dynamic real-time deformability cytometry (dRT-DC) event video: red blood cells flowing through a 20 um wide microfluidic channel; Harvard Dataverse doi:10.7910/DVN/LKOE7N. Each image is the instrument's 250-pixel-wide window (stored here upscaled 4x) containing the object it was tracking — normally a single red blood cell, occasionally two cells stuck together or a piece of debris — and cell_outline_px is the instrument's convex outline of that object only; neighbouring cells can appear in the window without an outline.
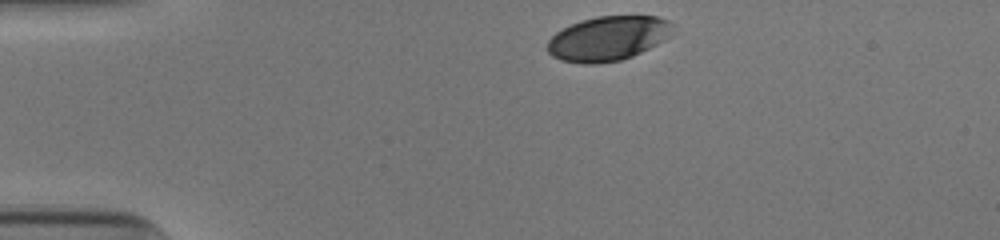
{"species": "human", "species_latin": "Homo sapiens", "temperature_condition": "cold", "stored_images_in_passage": 33, "camera_frame_rate_fps": 3000, "um_per_image_px": 0.085, "donor": {"sex": "male"}, "frame": {"image": 1, "passage_image": 1, "time_ms": 0.0, "image_size_px": [1000, 240], "cell_outline_px": [[676, 32], [672, 36], [632, 56], [620, 60], [596, 64], [580, 64], [560, 60], [552, 56], [548, 52], [548, 40], [556, 32], [580, 20], [596, 16], [656, 16], [668, 20], [672, 24]], "centroid_in_image_um": [51.7, 3.26], "position_along_channel_um": 33.3, "area_um2": 32.71}}
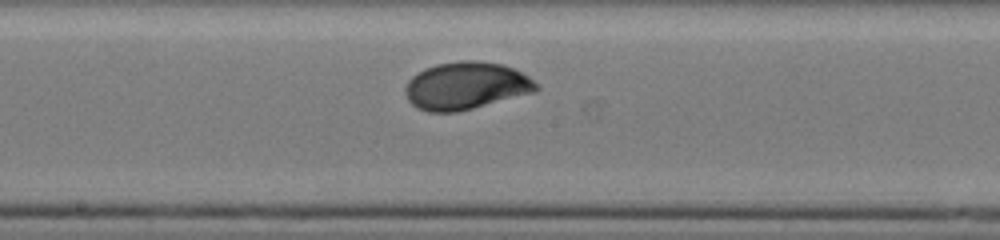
{"frame": {"image": 2, "passage_image": 19, "time_ms": 6.0, "image_size_px": [1000, 240], "cell_outline_px": [[540, 88], [536, 92], [456, 112], [428, 112], [416, 108], [408, 100], [404, 92], [404, 88], [408, 80], [412, 76], [424, 68], [436, 64], [460, 60], [476, 60], [500, 64], [512, 68], [528, 76]], "centroid_in_image_um": [39.57, 7.29], "position_along_channel_um": 208.6, "area_um2": 36.3}}
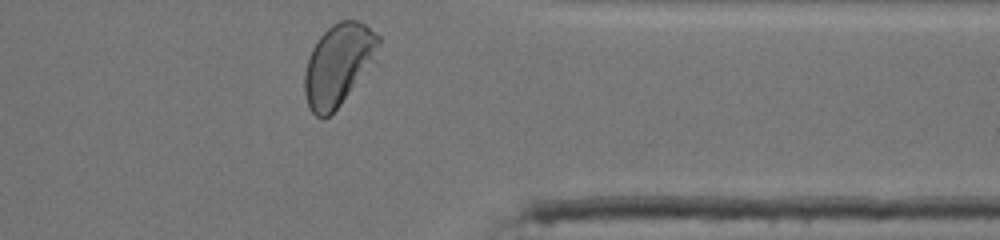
{"frame": {"image": 3, "passage_image": 33, "time_ms": 10.667, "image_size_px": [1000, 240], "cell_outline_px": [[380, 44], [372, 60], [340, 104], [324, 120], [320, 120], [312, 112], [308, 104], [304, 92], [304, 72], [308, 56], [312, 48], [320, 36], [332, 24], [340, 20], [356, 20], [364, 24], [380, 36]], "centroid_in_image_um": [28.7, 5.48], "position_along_channel_um": 382.7, "area_um2": 34.33}, "authors_computed_cell_mechanics": {"area_um2": 35.0268, "velocity_mm_per_s": 3.8854, "shape_relaxation_time_tau1_ms": 2.3103, "shape_relaxation_time_tau2_ms": null, "deformation_change_tau1": 0.1259, "deformation_change_tau2": null}}